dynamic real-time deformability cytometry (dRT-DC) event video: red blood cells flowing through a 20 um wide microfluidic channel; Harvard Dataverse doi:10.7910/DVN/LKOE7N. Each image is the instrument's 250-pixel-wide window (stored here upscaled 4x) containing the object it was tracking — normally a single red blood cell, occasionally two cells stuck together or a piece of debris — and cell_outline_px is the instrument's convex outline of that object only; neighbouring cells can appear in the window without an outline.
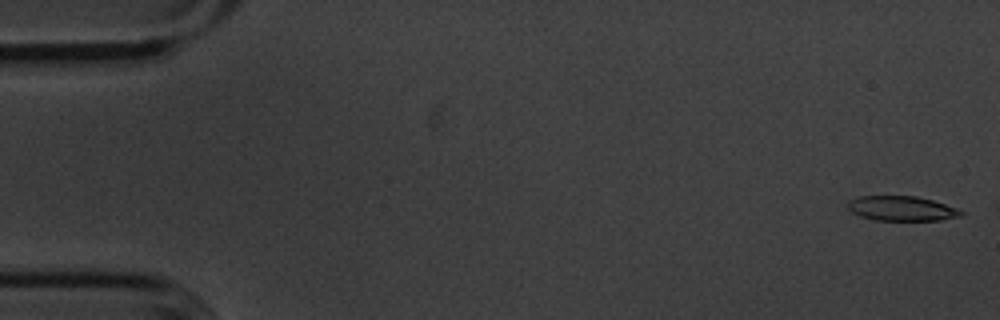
{"species": "common noctule bat (a hibernating species)", "species_latin": "Nyctalus noctula", "temperature_condition": "cold", "stored_images_in_passage": 56, "camera_frame_rate_fps": 3000, "um_per_image_px": 0.085, "animal": {"sex": "male", "body_mass_g": 20.1, "forearm_length_mm": 53.5}, "frame": {"image": 1, "passage_image": 1, "time_ms": 0.0, "image_size_px": [1000, 320], "cell_outline_px": [[964, 212], [960, 216], [940, 220], [876, 220], [860, 216], [852, 212], [848, 208], [848, 200], [860, 196], [916, 196], [932, 200], [956, 208]], "centroid_in_image_um": [76.62, 17.72], "position_along_channel_um": 8.4, "area_um2": 16.18}}
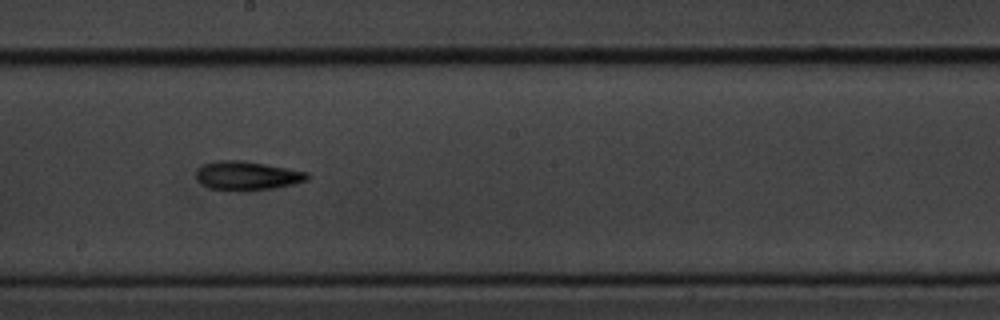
{"frame": {"image": 2, "passage_image": 30, "time_ms": 9.667, "image_size_px": [1000, 320], "cell_outline_px": [[308, 180], [292, 184], [272, 188], [244, 192], [208, 188], [200, 184], [196, 180], [196, 172], [204, 164], [220, 160], [244, 160], [308, 172]], "centroid_in_image_um": [20.97, 14.95], "position_along_channel_um": 227.2, "area_um2": 18.84}}
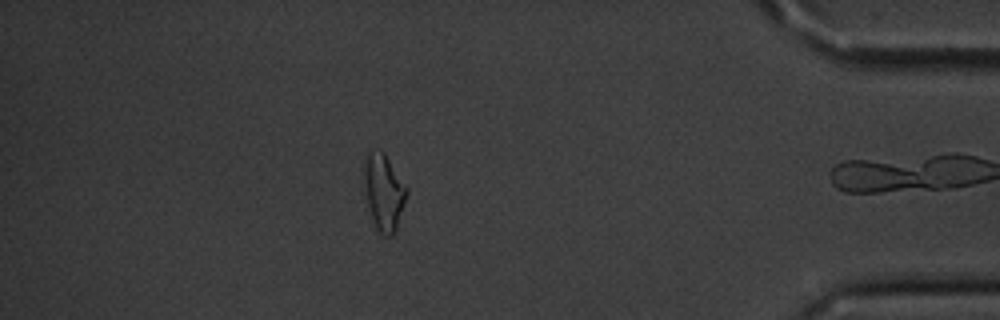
{"frame": {"image": 3, "passage_image": 48, "time_ms": 15.667, "image_size_px": [1000, 320], "cell_outline_px": [[408, 192], [396, 228], [392, 236], [384, 236], [376, 228], [372, 220], [364, 188], [364, 156], [372, 148], [380, 148], [384, 152], [408, 188]], "centroid_in_image_um": [32.61, 16.26], "position_along_channel_um": 402.6, "area_um2": 19.07}, "authors_computed_cell_mechanics": {"area_um2": 17.918, "velocity_mm_per_s": 3.6218, "shape_relaxation_time_tau1_ms": 2.9204, "shape_relaxation_time_tau2_ms": null, "deformation_change_tau1": 0.1035, "deformation_change_tau2": null}}